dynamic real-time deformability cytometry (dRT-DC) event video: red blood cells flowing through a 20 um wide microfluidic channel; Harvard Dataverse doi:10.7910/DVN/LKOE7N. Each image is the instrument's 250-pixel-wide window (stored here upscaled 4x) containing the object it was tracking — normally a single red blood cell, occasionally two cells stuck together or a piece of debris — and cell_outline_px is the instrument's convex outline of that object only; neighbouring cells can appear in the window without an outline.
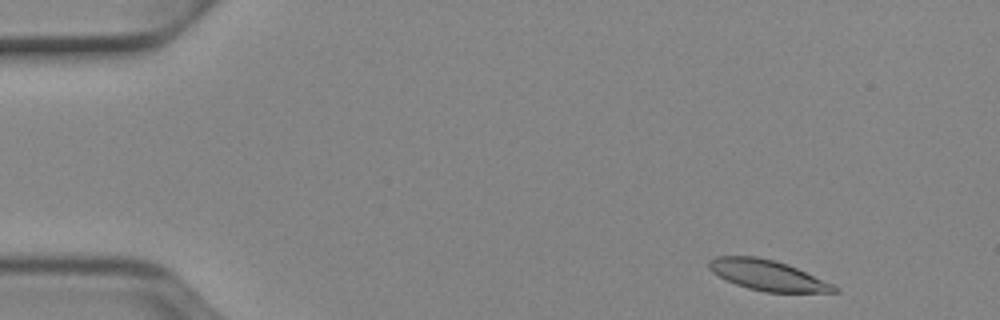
{"species": "Egyptian fruit bat (a non-hibernating species)", "species_latin": "Rousettus aegyptiacus", "temperature_condition": "cold", "stored_images_in_passage": 50, "camera_frame_rate_fps": 3000, "um_per_image_px": 0.085, "animal": {"sex": "female"}, "frame": {"image": 1, "passage_image": 3, "time_ms": 0.667, "image_size_px": [1000, 320], "cell_outline_px": [[840, 292], [764, 292], [748, 288], [736, 284], [712, 272], [708, 268], [708, 260], [716, 256], [756, 256], [772, 260], [796, 268], [832, 284], [840, 288]], "centroid_in_image_um": [65.21, 23.4], "position_along_channel_um": 19.8, "area_um2": 21.85}}
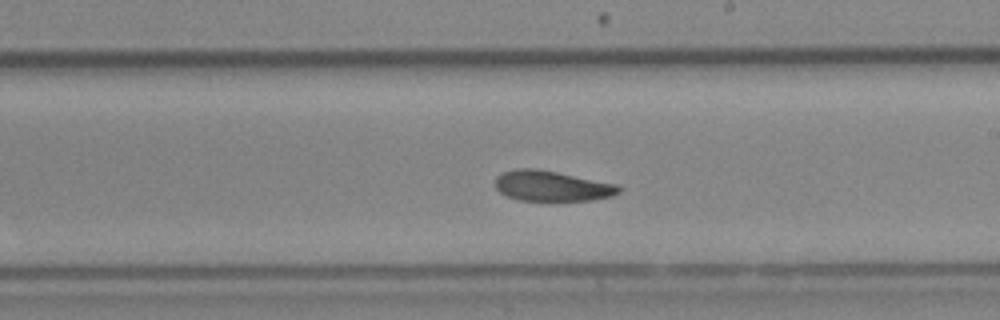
{"frame": {"image": 2, "passage_image": 28, "time_ms": 9.0, "image_size_px": [1000, 320], "cell_outline_px": [[620, 192], [612, 196], [592, 200], [520, 200], [508, 196], [500, 192], [496, 188], [496, 176], [504, 172], [516, 168], [532, 168], [556, 172], [616, 184], [620, 188]], "centroid_in_image_um": [46.89, 15.81], "position_along_channel_um": 242.1, "area_um2": 21.5}}
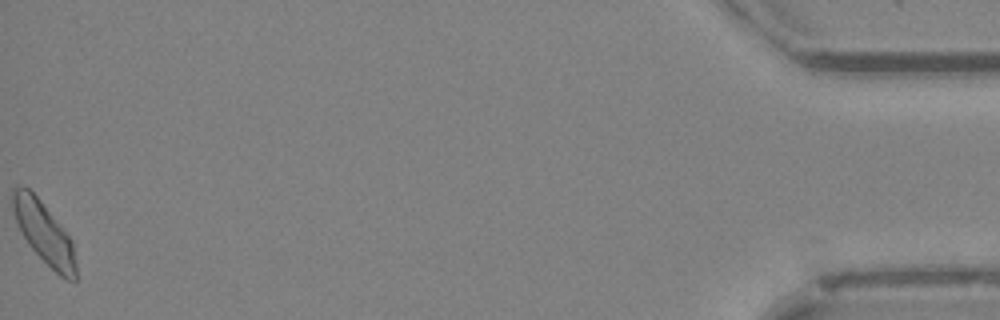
{"frame": {"image": 3, "passage_image": 50, "time_ms": 16.333, "image_size_px": [1000, 320], "cell_outline_px": [[76, 280], [68, 280], [60, 276], [28, 244], [16, 220], [12, 208], [12, 188], [20, 184], [28, 188], [40, 200], [60, 224], [72, 240], [76, 264]], "centroid_in_image_um": [3.74, 19.76], "position_along_channel_um": 431.5, "area_um2": 22.31}, "authors_computed_cell_mechanics": {"area_um2": 22.5998, "velocity_mm_per_s": 3.8773, "shape_relaxation_time_tau1_ms": 4.2792, "shape_relaxation_time_tau2_ms": null, "deformation_change_tau1": 0.1296, "deformation_change_tau2": null}}